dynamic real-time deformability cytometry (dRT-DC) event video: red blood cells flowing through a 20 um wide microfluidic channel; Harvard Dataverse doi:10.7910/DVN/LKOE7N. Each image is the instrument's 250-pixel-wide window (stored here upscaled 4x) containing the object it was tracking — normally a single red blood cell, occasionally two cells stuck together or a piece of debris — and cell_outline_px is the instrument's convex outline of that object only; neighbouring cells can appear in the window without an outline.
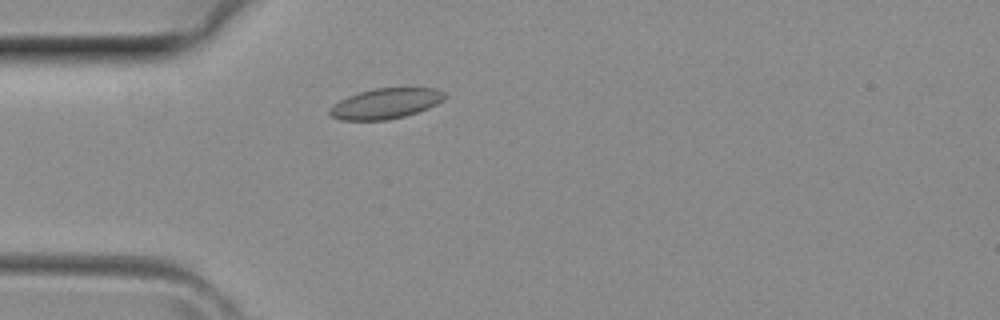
{"species": "common noctule bat (a hibernating species)", "species_latin": "Nyctalus noctula", "temperature_condition": "room temperature", "stored_images_in_passage": 29, "camera_frame_rate_fps": 3000, "um_per_image_px": 0.085, "animal": {"sex": "female", "body_mass_g": 29.2, "forearm_length_mm": 56.3}, "frame": {"image": 1, "passage_image": 7, "time_ms": 2.0, "image_size_px": [1000, 320], "cell_outline_px": [[448, 96], [444, 100], [428, 108], [404, 116], [388, 120], [340, 120], [332, 116], [328, 112], [328, 108], [332, 104], [348, 96], [372, 88], [436, 88], [444, 92]], "centroid_in_image_um": [32.77, 8.8], "position_along_channel_um": 52.2, "area_um2": 20.46}}
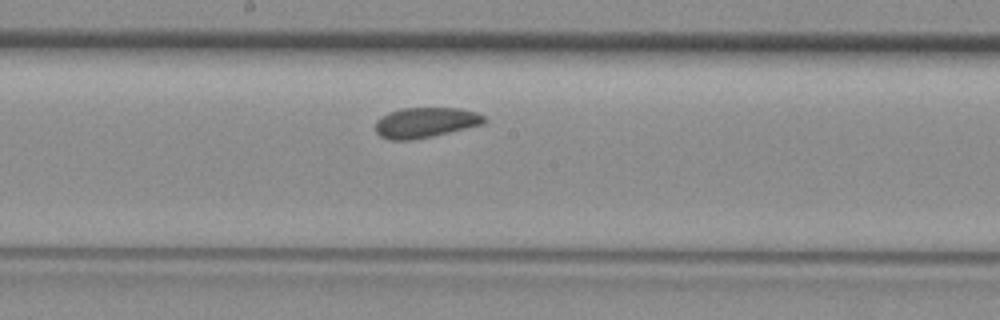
{"frame": {"image": 2, "passage_image": 17, "time_ms": 5.333, "image_size_px": [1000, 320], "cell_outline_px": [[488, 120], [484, 124], [432, 136], [412, 140], [388, 140], [380, 136], [376, 132], [376, 120], [380, 116], [388, 112], [404, 108], [460, 108], [476, 112], [484, 116]], "centroid_in_image_um": [36.16, 10.41], "position_along_channel_um": 212.0, "area_um2": 19.31}}
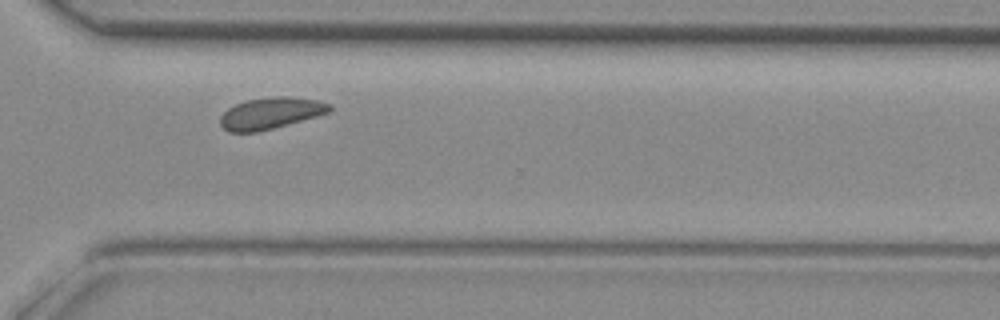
{"frame": {"image": 3, "passage_image": 25, "time_ms": 8.0, "image_size_px": [1000, 320], "cell_outline_px": [[332, 108], [328, 112], [316, 116], [272, 128], [256, 132], [228, 132], [220, 124], [220, 116], [228, 108], [244, 100], [268, 96], [288, 96], [320, 100], [332, 104]], "centroid_in_image_um": [22.99, 9.6], "position_along_channel_um": 347.6, "area_um2": 20.11}}